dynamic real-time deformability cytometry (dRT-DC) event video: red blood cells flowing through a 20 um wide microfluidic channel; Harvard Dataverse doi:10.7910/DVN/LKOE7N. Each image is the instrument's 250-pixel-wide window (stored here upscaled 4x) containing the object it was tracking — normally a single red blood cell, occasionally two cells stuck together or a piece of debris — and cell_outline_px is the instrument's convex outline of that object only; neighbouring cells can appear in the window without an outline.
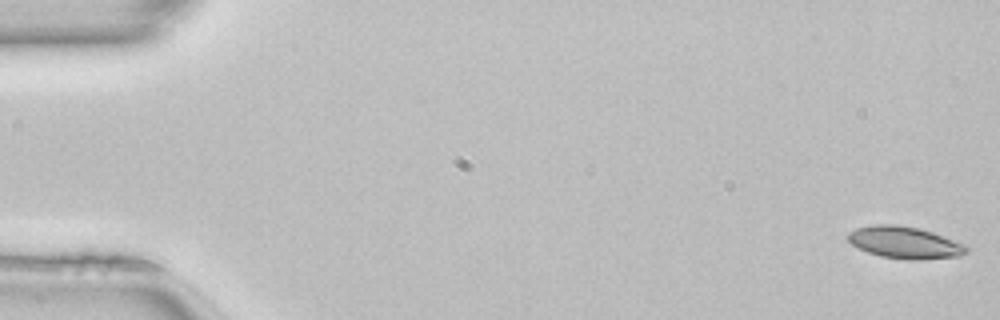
{"species": "common noctule bat (a hibernating species)", "species_latin": "Nyctalus noctula", "temperature_condition": "room temperature", "stored_images_in_passage": 50, "camera_frame_rate_fps": 3000, "um_per_image_px": 0.085, "animal": {"sex": "female", "body_mass_g": 22.7, "forearm_length_mm": 54.2}, "frame": {"image": 1, "passage_image": 1, "time_ms": 0.0, "image_size_px": [1000, 320], "cell_outline_px": [[968, 252], [960, 256], [920, 260], [908, 260], [880, 256], [868, 252], [852, 244], [848, 240], [848, 232], [856, 228], [872, 224], [896, 224], [920, 228], [932, 232], [964, 244], [968, 248]], "centroid_in_image_um": [76.9, 20.61], "position_along_channel_um": 8.1, "area_um2": 22.14}}
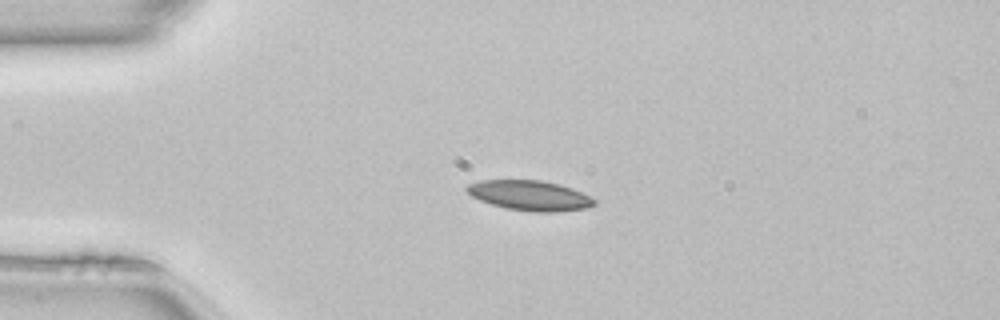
{"frame": {"image": 2, "passage_image": 12, "time_ms": 3.667, "image_size_px": [1000, 320], "cell_outline_px": [[596, 204], [588, 208], [556, 212], [528, 212], [508, 208], [492, 204], [480, 200], [472, 196], [464, 188], [468, 184], [480, 180], [540, 180], [560, 184], [572, 188], [596, 200]], "centroid_in_image_um": [45.04, 16.62], "position_along_channel_um": 40.0, "area_um2": 22.31}}
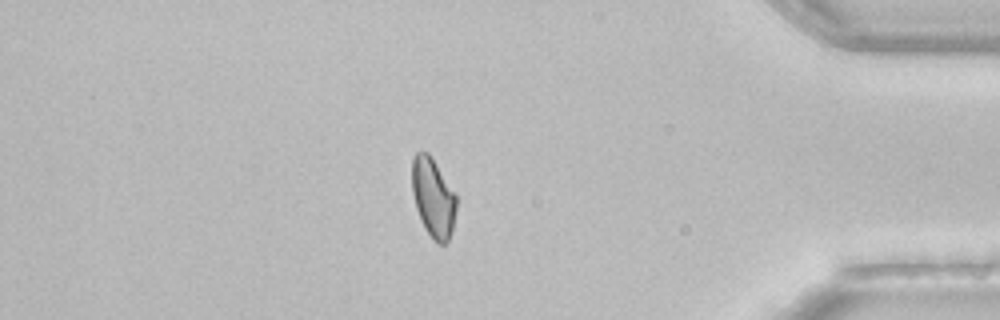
{"frame": {"image": 3, "passage_image": 43, "time_ms": 14.0, "image_size_px": [1000, 320], "cell_outline_px": [[456, 208], [452, 232], [448, 240], [444, 244], [436, 244], [432, 240], [424, 228], [420, 220], [416, 208], [412, 192], [412, 156], [416, 152], [428, 152], [432, 156], [456, 196]], "centroid_in_image_um": [36.8, 16.82], "position_along_channel_um": 398.4, "area_um2": 20.63}, "authors_computed_cell_mechanics": {"area_um2": 21.5305, "velocity_mm_per_s": 4.1042, "shape_relaxation_time_tau1_ms": null, "shape_relaxation_time_tau2_ms": 7.1637, "deformation_change_tau1": null, "deformation_change_tau2": 0.1471}}